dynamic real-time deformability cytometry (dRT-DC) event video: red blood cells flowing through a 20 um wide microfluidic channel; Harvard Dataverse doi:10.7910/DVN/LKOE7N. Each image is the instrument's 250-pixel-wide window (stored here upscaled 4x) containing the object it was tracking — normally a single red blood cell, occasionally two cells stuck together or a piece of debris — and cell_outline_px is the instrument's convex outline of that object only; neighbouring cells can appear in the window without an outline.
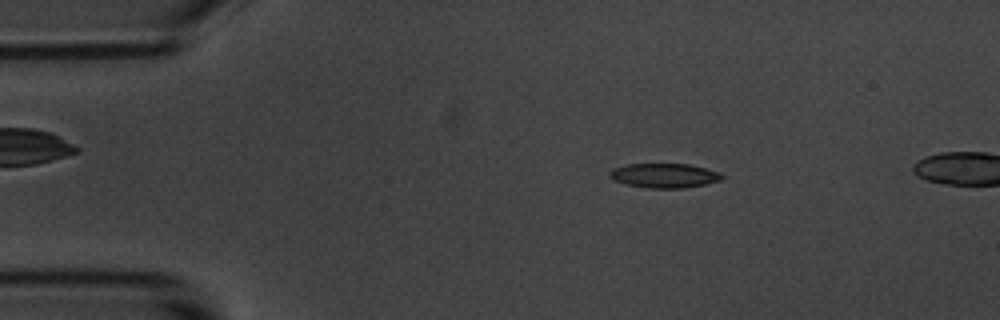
{"species": "common noctule bat (a hibernating species)", "species_latin": "Nyctalus noctula", "temperature_condition": "room temperature", "stored_images_in_passage": 5, "camera_frame_rate_fps": 3000, "um_per_image_px": 0.085, "animal": {"sex": "male", "body_mass_g": 20.1, "forearm_length_mm": 53.5}, "frame": {"image": 1, "passage_image": 2, "time_ms": 1.0, "image_size_px": [1000, 320], "cell_outline_px": [[724, 176], [720, 180], [704, 184], [684, 188], [648, 188], [628, 184], [612, 180], [608, 176], [608, 172], [612, 168], [628, 164], [688, 164], [720, 172]], "centroid_in_image_um": [56.42, 14.92], "position_along_channel_um": 28.6, "area_um2": 15.95}}